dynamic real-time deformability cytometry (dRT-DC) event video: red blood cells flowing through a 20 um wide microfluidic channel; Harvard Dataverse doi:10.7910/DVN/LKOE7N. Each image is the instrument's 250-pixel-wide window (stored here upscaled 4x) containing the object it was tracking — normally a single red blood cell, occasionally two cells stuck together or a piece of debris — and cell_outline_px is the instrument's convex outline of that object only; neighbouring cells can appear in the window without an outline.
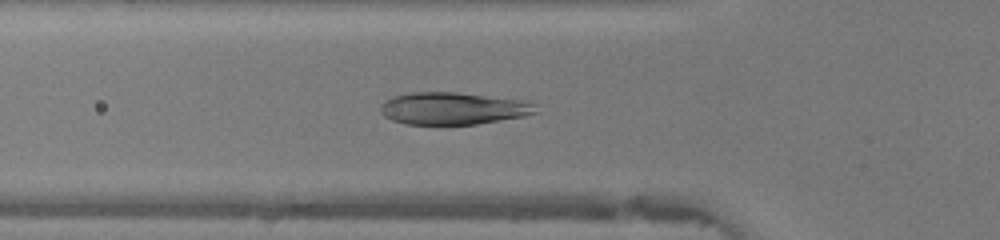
{"species": "human", "species_latin": "Homo sapiens", "temperature_condition": "warm", "stored_images_in_passage": 45, "camera_frame_rate_fps": 3000, "um_per_image_px": 0.085, "donor": {"sex": "female"}, "frame": {"image": 1, "passage_image": 15, "time_ms": 4.667, "image_size_px": [1000, 240], "cell_outline_px": [[540, 112], [524, 116], [476, 124], [404, 124], [392, 120], [384, 116], [380, 112], [380, 104], [384, 100], [396, 96], [412, 92], [456, 92], [528, 100], [536, 104]], "centroid_in_image_um": [38.56, 9.21], "position_along_channel_um": 87.2, "area_um2": 29.48}}
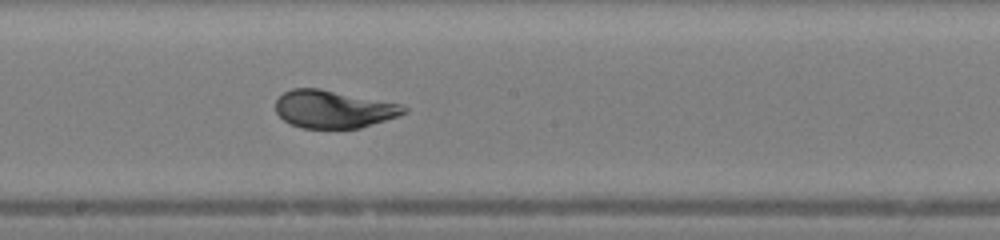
{"frame": {"image": 2, "passage_image": 24, "time_ms": 7.667, "image_size_px": [1000, 240], "cell_outline_px": [[408, 112], [360, 128], [304, 128], [288, 124], [276, 112], [276, 100], [284, 92], [292, 88], [320, 88], [400, 104], [408, 108]], "centroid_in_image_um": [28.32, 9.27], "position_along_channel_um": 219.9, "area_um2": 28.03}}
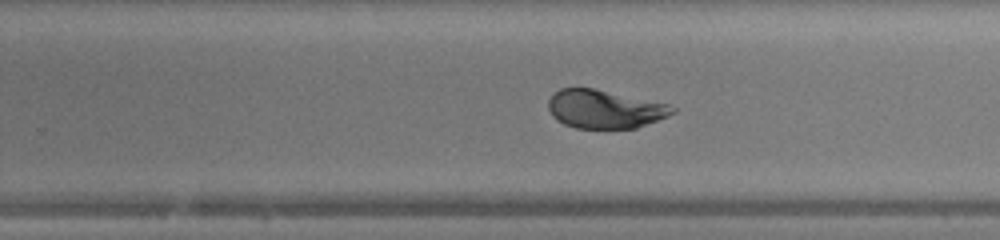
{"frame": {"image": 3, "passage_image": 28, "time_ms": 9.0, "image_size_px": [1000, 240], "cell_outline_px": [[676, 112], [668, 116], [636, 128], [576, 128], [564, 124], [556, 120], [552, 116], [548, 108], [548, 100], [552, 92], [560, 88], [592, 88], [668, 104], [676, 108]], "centroid_in_image_um": [51.36, 9.27], "position_along_channel_um": 278.4, "area_um2": 27.74}, "authors_computed_cell_mechanics": {"area_um2": 29.478, "velocity_mm_per_s": 4.4139, "shape_relaxation_time_tau1_ms": 3.2808, "shape_relaxation_time_tau2_ms": null, "deformation_change_tau1": 0.1703, "deformation_change_tau2": null}}